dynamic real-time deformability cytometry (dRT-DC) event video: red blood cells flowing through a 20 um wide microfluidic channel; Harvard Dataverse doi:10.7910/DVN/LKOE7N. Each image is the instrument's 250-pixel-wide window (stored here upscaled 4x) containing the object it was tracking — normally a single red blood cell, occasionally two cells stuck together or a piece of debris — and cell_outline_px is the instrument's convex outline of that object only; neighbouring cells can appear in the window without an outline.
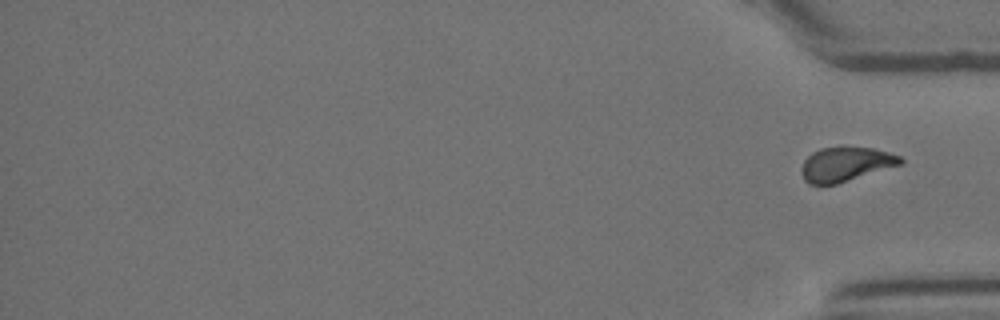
{"species": "Egyptian fruit bat (a non-hibernating species)", "species_latin": "Rousettus aegyptiacus", "temperature_condition": "room temperature", "stored_images_in_passage": 13, "segment_of_instrument_passage": [2, 2], "camera_frame_rate_fps": 3000, "um_per_image_px": 0.085, "animal": {"sex": "female"}, "frame": {"image": 1, "passage_image": 13, "time_ms": 4.0, "image_size_px": [1000, 320], "cell_outline_px": [[904, 164], [836, 184], [820, 188], [808, 184], [804, 180], [800, 172], [800, 168], [804, 160], [812, 152], [820, 148], [872, 148], [888, 152], [900, 156], [904, 160]], "centroid_in_image_um": [71.84, 14.01], "position_along_channel_um": 363.4, "area_um2": 20.17}}